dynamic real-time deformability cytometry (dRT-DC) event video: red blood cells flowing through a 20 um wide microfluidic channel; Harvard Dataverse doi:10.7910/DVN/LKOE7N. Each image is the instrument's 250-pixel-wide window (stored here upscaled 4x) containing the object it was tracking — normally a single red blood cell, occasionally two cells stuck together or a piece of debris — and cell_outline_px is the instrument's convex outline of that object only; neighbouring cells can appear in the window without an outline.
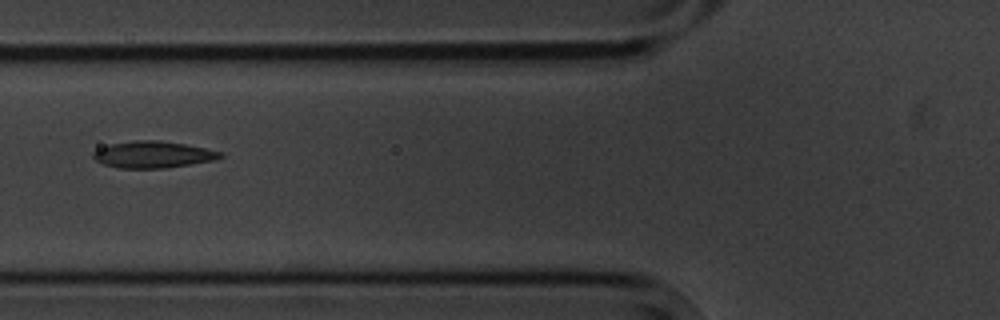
{"species": "common noctule bat (a hibernating species)", "species_latin": "Nyctalus noctula", "temperature_condition": "cold", "stored_images_in_passage": 4, "camera_frame_rate_fps": 3000, "um_per_image_px": 0.085, "animal": {"sex": "male", "body_mass_g": 20.1, "forearm_length_mm": 53.5}, "frame": {"image": 1, "passage_image": 2, "time_ms": 1.0, "image_size_px": [1000, 320], "cell_outline_px": [[224, 156], [216, 160], [168, 168], [116, 168], [104, 164], [96, 160], [92, 156], [92, 152], [108, 144], [136, 140], [160, 140], [184, 144], [224, 152]], "centroid_in_image_um": [13.02, 13.14], "position_along_channel_um": 112.8, "area_um2": 19.94}}
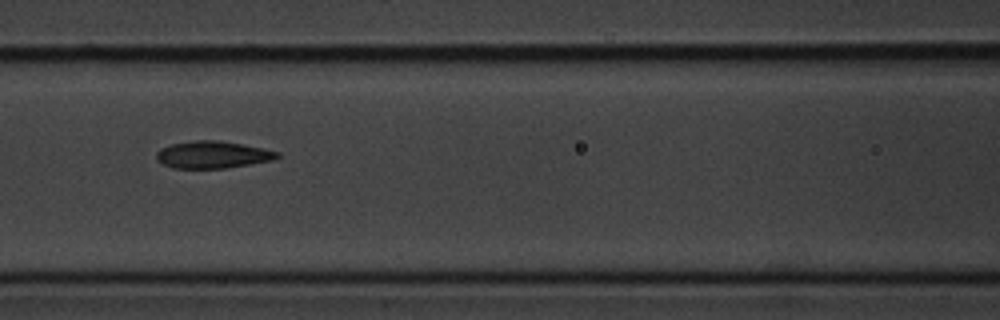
{"frame": {"image": 2, "passage_image": 3, "time_ms": 2.0, "image_size_px": [1000, 320], "cell_outline_px": [[280, 156], [272, 160], [224, 168], [172, 168], [156, 160], [156, 152], [160, 148], [172, 144], [196, 140], [220, 140], [264, 148], [280, 152]], "centroid_in_image_um": [18.06, 13.14], "position_along_channel_um": 148.5, "area_um2": 19.07}}
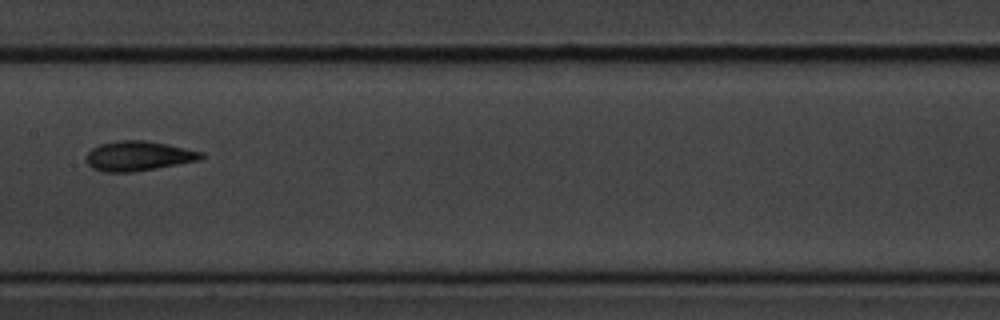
{"frame": {"image": 3, "passage_image": 4, "time_ms": 3.333, "image_size_px": [1000, 320], "cell_outline_px": [[204, 156], [200, 160], [156, 168], [132, 172], [104, 172], [92, 168], [88, 164], [88, 152], [92, 148], [100, 144], [116, 140], [144, 140], [168, 144], [204, 152]], "centroid_in_image_um": [11.78, 13.25], "position_along_channel_um": 195.6, "area_um2": 19.88}}